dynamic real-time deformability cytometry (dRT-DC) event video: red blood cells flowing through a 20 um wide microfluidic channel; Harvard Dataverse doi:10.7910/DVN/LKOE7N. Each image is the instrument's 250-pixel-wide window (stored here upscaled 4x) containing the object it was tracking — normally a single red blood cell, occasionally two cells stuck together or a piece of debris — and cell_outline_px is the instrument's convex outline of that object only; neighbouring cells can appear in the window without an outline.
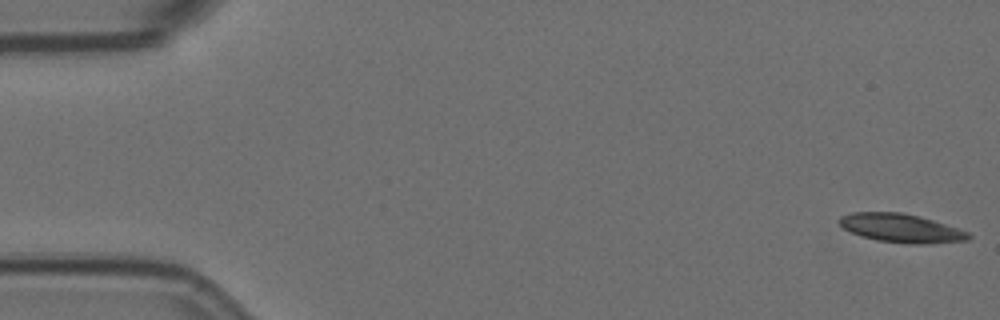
{"species": "Egyptian fruit bat (a non-hibernating species)", "species_latin": "Rousettus aegyptiacus", "temperature_condition": "room temperature", "stored_images_in_passage": 56, "camera_frame_rate_fps": 3000, "um_per_image_px": 0.085, "animal": {"sex": "female"}, "frame": {"image": 1, "passage_image": 1, "time_ms": 0.0, "image_size_px": [1000, 320], "cell_outline_px": [[972, 236], [968, 240], [924, 244], [912, 244], [876, 240], [860, 236], [844, 228], [836, 220], [840, 216], [852, 212], [900, 212], [920, 216], [968, 232]], "centroid_in_image_um": [76.55, 19.39], "position_along_channel_um": 8.4, "area_um2": 21.44}}
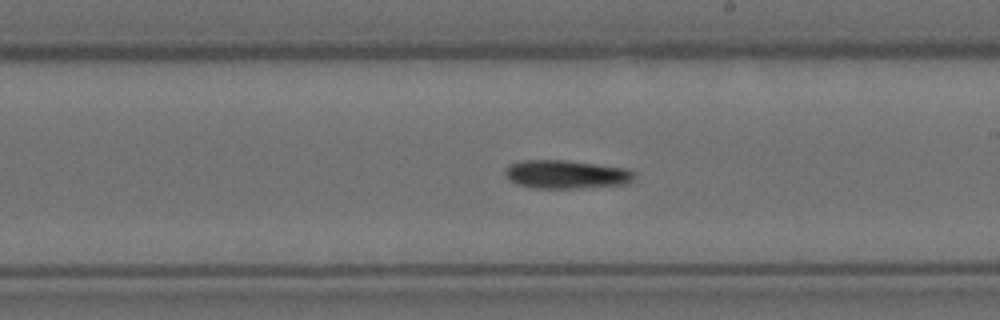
{"frame": {"image": 2, "passage_image": 32, "time_ms": 10.333, "image_size_px": [1000, 320], "cell_outline_px": [[636, 180], [628, 184], [580, 188], [536, 188], [516, 184], [508, 180], [504, 176], [504, 168], [508, 164], [520, 160], [568, 160], [628, 168], [636, 172]], "centroid_in_image_um": [48.15, 14.81], "position_along_channel_um": 240.9, "area_um2": 22.08}}
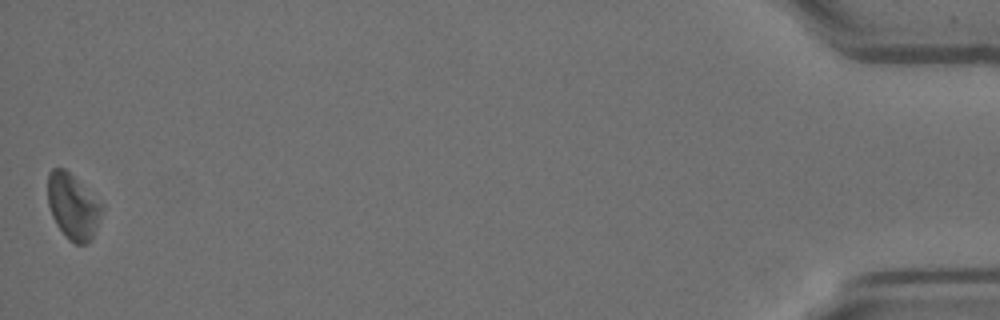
{"frame": {"image": 3, "passage_image": 56, "time_ms": 18.333, "image_size_px": [1000, 320], "cell_outline_px": [[104, 208], [92, 236], [84, 244], [76, 244], [68, 240], [56, 224], [52, 216], [48, 204], [48, 172], [52, 168], [64, 168], [104, 204]], "centroid_in_image_um": [6.19, 17.53], "position_along_channel_um": 429.0, "area_um2": 20.52}}